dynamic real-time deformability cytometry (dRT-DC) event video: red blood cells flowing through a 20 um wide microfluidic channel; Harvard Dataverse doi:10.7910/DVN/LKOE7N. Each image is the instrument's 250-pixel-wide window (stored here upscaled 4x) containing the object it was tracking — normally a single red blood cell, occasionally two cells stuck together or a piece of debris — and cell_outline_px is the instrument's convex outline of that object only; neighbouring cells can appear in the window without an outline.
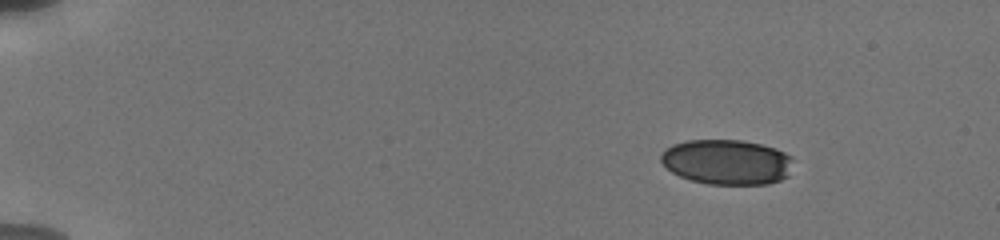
{"species": "human", "species_latin": "Homo sapiens", "temperature_condition": "cold", "stored_images_in_passage": 25, "camera_frame_rate_fps": 3000, "um_per_image_px": 0.085, "donor": {"sex": "male"}, "frame": {"image": 1, "passage_image": 1, "time_ms": 0.0, "image_size_px": [1000, 240], "cell_outline_px": [[792, 160], [788, 176], [780, 180], [768, 184], [708, 184], [692, 180], [680, 176], [672, 172], [660, 160], [660, 156], [664, 148], [672, 144], [688, 140], [740, 140], [760, 144], [776, 148], [792, 156]], "centroid_in_image_um": [61.78, 13.76], "position_along_channel_um": 23.2, "area_um2": 34.8}}
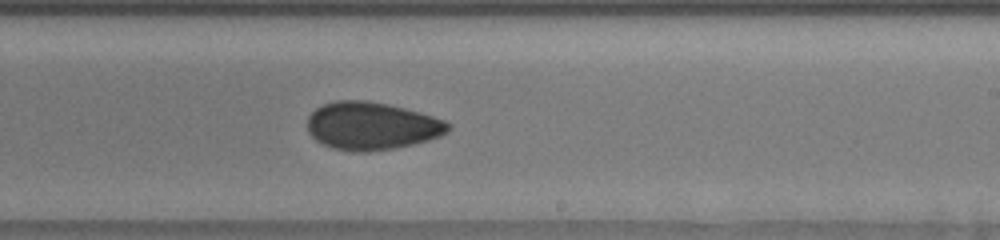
{"frame": {"image": 2, "passage_image": 13, "time_ms": 9.333, "image_size_px": [1000, 240], "cell_outline_px": [[452, 128], [448, 132], [440, 136], [428, 140], [396, 148], [368, 152], [352, 152], [332, 148], [316, 140], [308, 132], [308, 116], [316, 108], [324, 104], [336, 100], [368, 100], [388, 104], [404, 108], [432, 116], [444, 120], [452, 124]], "centroid_in_image_um": [31.6, 10.71], "position_along_channel_um": 257.4, "area_um2": 39.36}}
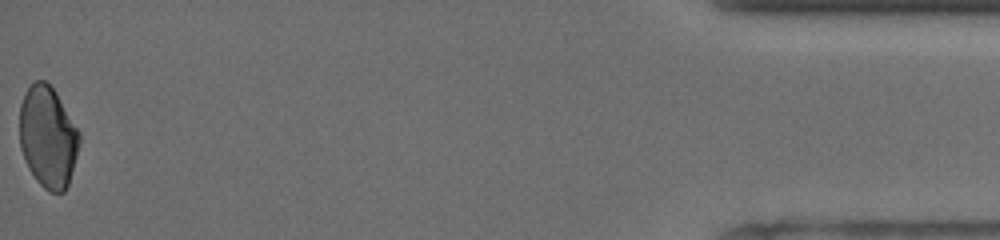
{"frame": {"image": 3, "passage_image": 25, "time_ms": 16.0, "image_size_px": [1000, 240], "cell_outline_px": [[80, 140], [76, 156], [68, 184], [64, 192], [48, 192], [36, 180], [28, 168], [20, 148], [20, 104], [24, 92], [36, 80], [44, 80], [56, 92], [80, 132]], "centroid_in_image_um": [4.06, 11.64], "position_along_channel_um": 431.1, "area_um2": 35.26}, "authors_computed_cell_mechanics": {"area_um2": 37.1076, "velocity_mm_per_s": 3.7956, "shape_relaxation_time_tau1_ms": 8.6455, "shape_relaxation_time_tau2_ms": 4.4561, "deformation_change_tau1": 0.1208, "deformation_change_tau2": 0.0733}}